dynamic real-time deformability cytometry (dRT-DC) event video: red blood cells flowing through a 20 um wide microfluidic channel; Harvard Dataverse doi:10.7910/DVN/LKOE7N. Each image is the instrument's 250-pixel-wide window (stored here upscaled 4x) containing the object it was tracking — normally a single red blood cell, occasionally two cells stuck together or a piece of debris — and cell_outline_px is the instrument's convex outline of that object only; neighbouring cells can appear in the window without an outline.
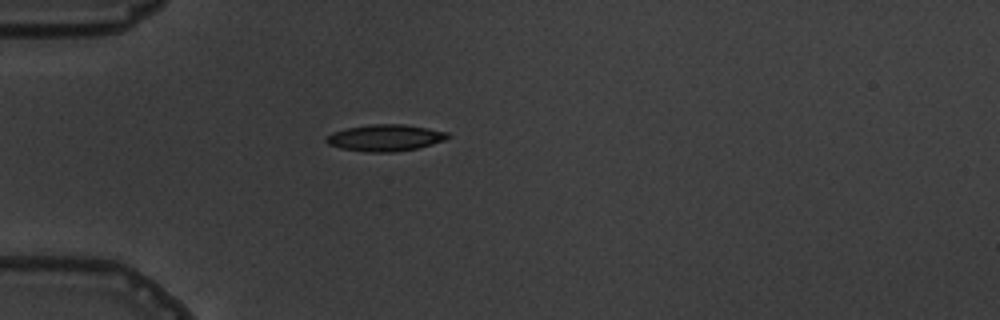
{"species": "common noctule bat (a hibernating species)", "species_latin": "Nyctalus noctula", "temperature_condition": "warm", "stored_images_in_passage": 5, "camera_frame_rate_fps": 3000, "um_per_image_px": 0.085, "animal": {"sex": "male", "body_mass_g": 19.5, "forearm_length_mm": 54.6}, "frame": {"image": 1, "passage_image": 5, "time_ms": 4.667, "image_size_px": [1000, 320], "cell_outline_px": [[448, 136], [444, 140], [432, 144], [416, 148], [392, 152], [364, 152], [340, 148], [328, 144], [324, 140], [332, 132], [348, 128], [372, 124], [404, 124], [428, 128], [448, 132]], "centroid_in_image_um": [32.72, 11.71], "position_along_channel_um": 52.3, "area_um2": 18.67}}